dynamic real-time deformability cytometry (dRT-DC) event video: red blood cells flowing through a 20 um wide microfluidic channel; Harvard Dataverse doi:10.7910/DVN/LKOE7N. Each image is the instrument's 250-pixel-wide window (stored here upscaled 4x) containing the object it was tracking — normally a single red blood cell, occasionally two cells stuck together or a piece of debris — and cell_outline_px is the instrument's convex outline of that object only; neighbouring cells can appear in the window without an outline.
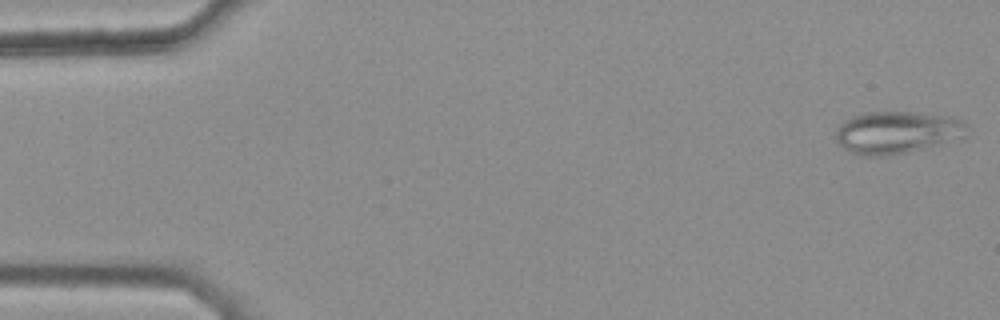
{"species": "common noctule bat (a hibernating species)", "species_latin": "Nyctalus noctula", "temperature_condition": "warm", "stored_images_in_passage": 46, "camera_frame_rate_fps": 3000, "um_per_image_px": 0.085, "animal": {"sex": "female", "body_mass_g": 25.1}, "frame": {"image": 1, "passage_image": 1, "time_ms": 0.0, "image_size_px": [1000, 320], "cell_outline_px": [[968, 136], [908, 152], [892, 156], [860, 156], [844, 148], [836, 140], [836, 132], [840, 124], [844, 120], [852, 116], [868, 112], [916, 112], [948, 116], [964, 120], [968, 124]], "centroid_in_image_um": [76.28, 11.25], "position_along_channel_um": 8.7, "area_um2": 32.6}}
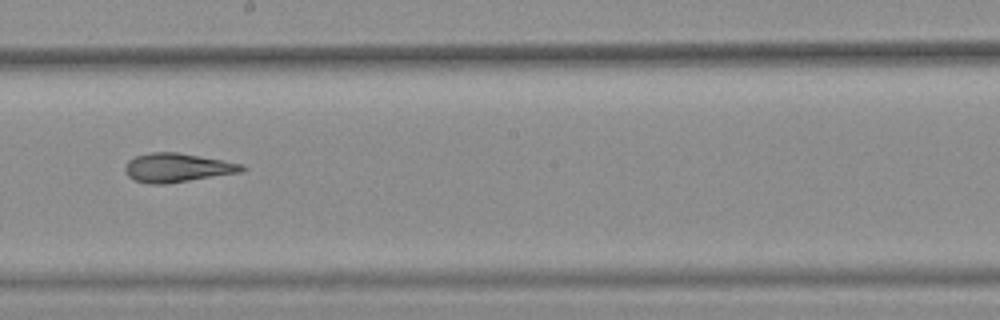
{"frame": {"image": 2, "passage_image": 29, "time_ms": 9.333, "image_size_px": [1000, 320], "cell_outline_px": [[248, 168], [244, 172], [164, 184], [148, 184], [136, 180], [128, 176], [124, 168], [128, 160], [136, 156], [152, 152], [176, 152], [200, 156], [244, 164]], "centroid_in_image_um": [15.11, 14.25], "position_along_channel_um": 233.1, "area_um2": 19.71}}
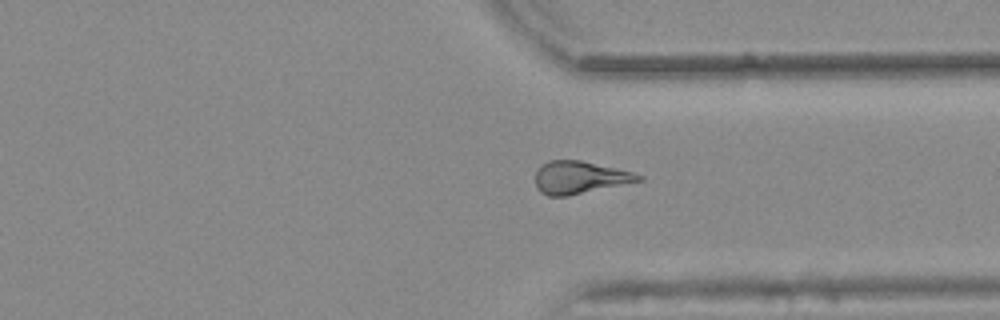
{"frame": {"image": 3, "passage_image": 39, "time_ms": 12.667, "image_size_px": [1000, 320], "cell_outline_px": [[644, 180], [568, 196], [548, 196], [540, 192], [536, 188], [536, 172], [540, 164], [548, 160], [580, 160], [616, 168], [632, 172], [644, 176]], "centroid_in_image_um": [49.26, 15.08], "position_along_channel_um": 362.1, "area_um2": 19.65}, "authors_computed_cell_mechanics": {"area_um2": 19.8254, "velocity_mm_per_s": 3.8556, "shape_relaxation_time_tau1_ms": null, "shape_relaxation_time_tau2_ms": 2.8013, "deformation_change_tau1": null, "deformation_change_tau2": 0.1159}}